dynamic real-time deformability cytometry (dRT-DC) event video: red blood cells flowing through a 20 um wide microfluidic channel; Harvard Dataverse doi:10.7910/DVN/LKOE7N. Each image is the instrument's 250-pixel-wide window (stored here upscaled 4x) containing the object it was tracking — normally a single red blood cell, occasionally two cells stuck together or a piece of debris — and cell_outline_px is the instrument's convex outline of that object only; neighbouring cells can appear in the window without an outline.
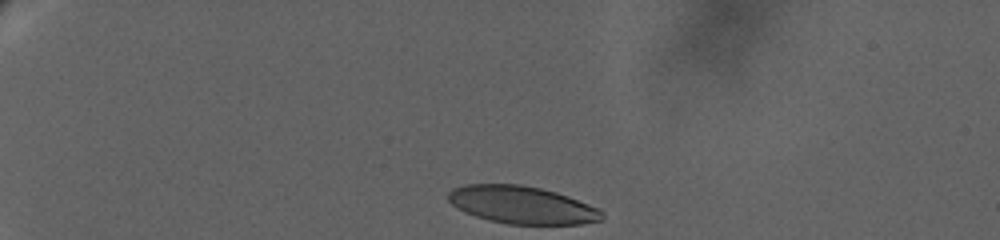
{"species": "human", "species_latin": "Homo sapiens", "temperature_condition": "warm", "stored_images_in_passage": 18, "camera_frame_rate_fps": 3000, "um_per_image_px": 0.085, "donor": {"sex": "female"}, "frame": {"image": 1, "passage_image": 1, "time_ms": 0.0, "image_size_px": [1000, 240], "cell_outline_px": [[604, 220], [584, 224], [508, 224], [488, 220], [464, 212], [456, 208], [448, 200], [448, 192], [452, 188], [464, 184], [520, 184], [540, 188], [556, 192], [568, 196], [600, 208], [604, 212]], "centroid_in_image_um": [44.39, 17.42], "position_along_channel_um": 40.6, "area_um2": 34.04}}